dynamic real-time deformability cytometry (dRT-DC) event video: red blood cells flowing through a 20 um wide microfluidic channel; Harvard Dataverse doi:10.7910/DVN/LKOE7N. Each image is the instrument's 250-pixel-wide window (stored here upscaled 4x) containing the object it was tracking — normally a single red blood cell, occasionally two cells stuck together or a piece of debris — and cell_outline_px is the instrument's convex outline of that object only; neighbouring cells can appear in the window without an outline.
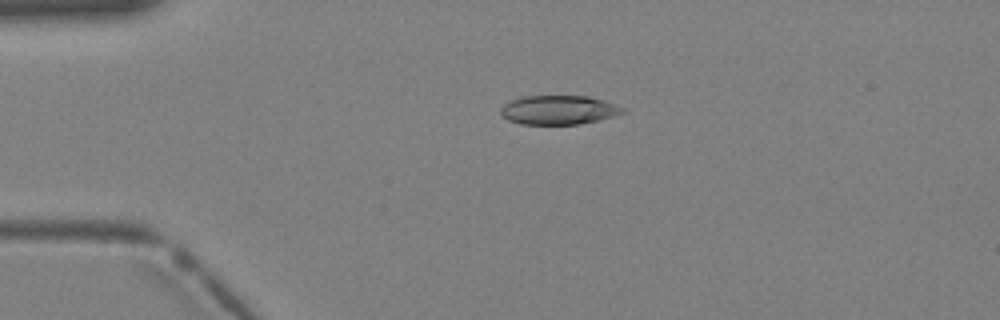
{"species": "Egyptian fruit bat (a non-hibernating species)", "species_latin": "Rousettus aegyptiacus", "temperature_condition": "warm", "stored_images_in_passage": 4, "camera_frame_rate_fps": 3000, "um_per_image_px": 0.085, "animal": {"sex": "female"}, "frame": {"image": 1, "passage_image": 3, "time_ms": 0.667, "image_size_px": [1000, 320], "cell_outline_px": [[624, 112], [612, 116], [580, 124], [520, 124], [508, 120], [500, 112], [500, 108], [504, 104], [512, 100], [524, 96], [588, 96], [604, 100], [624, 108]], "centroid_in_image_um": [47.46, 9.34], "position_along_channel_um": 37.5, "area_um2": 20.46}}
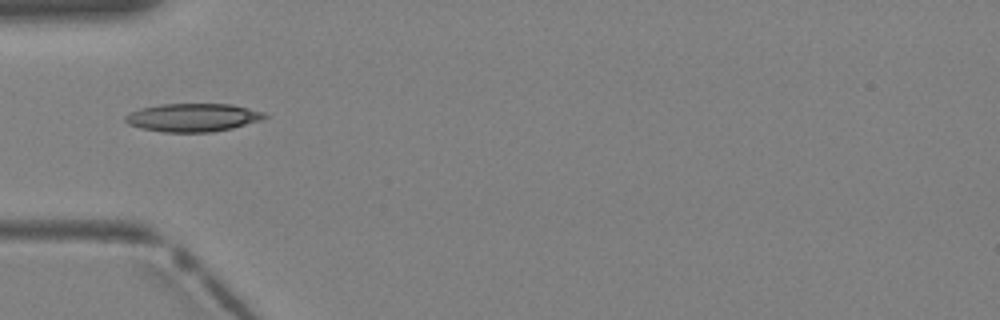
{"frame": {"image": 2, "passage_image": 4, "time_ms": 1.0, "image_size_px": [1000, 320], "cell_outline_px": [[268, 116], [260, 120], [232, 128], [212, 132], [164, 132], [140, 128], [128, 124], [124, 120], [124, 116], [128, 112], [140, 108], [160, 104], [232, 104], [264, 112]], "centroid_in_image_um": [16.35, 9.98], "position_along_channel_um": 68.7, "area_um2": 22.95}}